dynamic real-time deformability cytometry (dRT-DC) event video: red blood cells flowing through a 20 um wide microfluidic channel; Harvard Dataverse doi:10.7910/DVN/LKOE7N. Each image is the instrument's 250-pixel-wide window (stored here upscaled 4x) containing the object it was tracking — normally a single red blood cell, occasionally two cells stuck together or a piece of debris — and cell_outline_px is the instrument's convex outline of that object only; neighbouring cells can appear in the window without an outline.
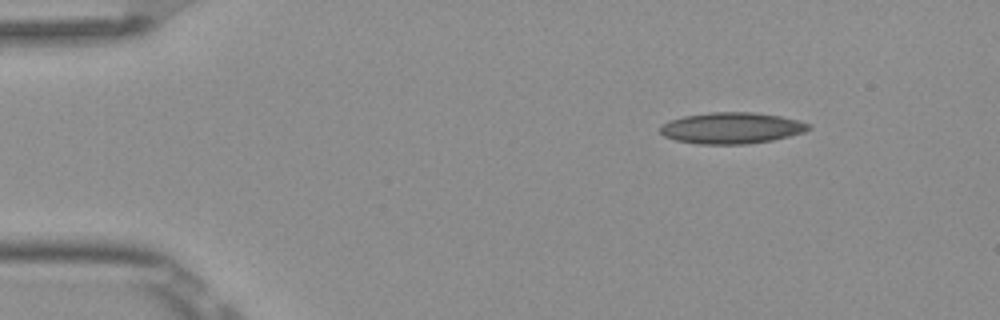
{"species": "Egyptian fruit bat (a non-hibernating species)", "species_latin": "Rousettus aegyptiacus", "temperature_condition": "room temperature", "stored_images_in_passage": 4, "camera_frame_rate_fps": 3000, "um_per_image_px": 0.085, "frame": {"image": 1, "passage_image": 1, "time_ms": 0.0, "image_size_px": [1000, 320], "cell_outline_px": [[812, 128], [804, 132], [772, 140], [748, 144], [696, 144], [676, 140], [664, 136], [660, 132], [660, 128], [668, 120], [684, 116], [708, 112], [756, 112], [780, 116], [796, 120], [808, 124]], "centroid_in_image_um": [62.16, 10.88], "position_along_channel_um": 22.8, "area_um2": 26.99}}
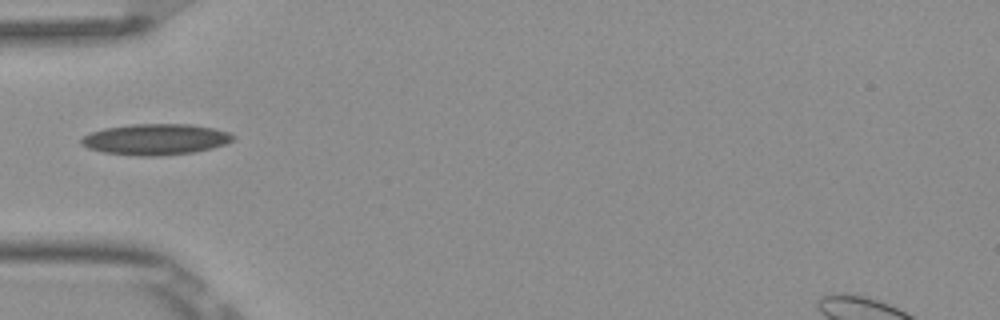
{"frame": {"image": 2, "passage_image": 4, "time_ms": 1.0, "image_size_px": [1000, 320], "cell_outline_px": [[236, 140], [212, 148], [192, 152], [160, 156], [140, 156], [104, 152], [88, 148], [80, 144], [80, 140], [84, 136], [92, 132], [104, 128], [132, 124], [192, 124], [212, 128], [228, 132], [236, 136]], "centroid_in_image_um": [13.24, 11.84], "position_along_channel_um": 71.8, "area_um2": 27.4}}